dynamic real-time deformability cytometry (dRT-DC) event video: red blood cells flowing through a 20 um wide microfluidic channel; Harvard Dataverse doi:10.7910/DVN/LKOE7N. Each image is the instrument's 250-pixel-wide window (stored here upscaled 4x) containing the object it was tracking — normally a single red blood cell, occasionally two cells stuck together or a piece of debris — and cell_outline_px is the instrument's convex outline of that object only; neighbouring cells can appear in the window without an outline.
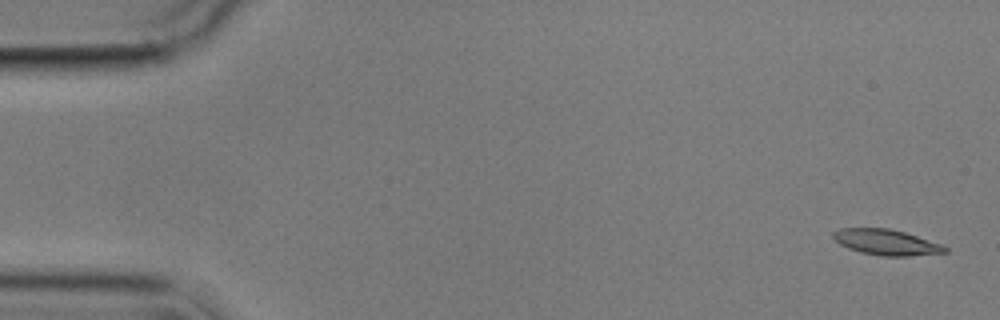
{"species": "common noctule bat (a hibernating species)", "species_latin": "Nyctalus noctula", "temperature_condition": "cold", "stored_images_in_passage": 5, "camera_frame_rate_fps": 3000, "um_per_image_px": 0.085, "animal": {"sex": "male", "body_mass_g": 17.9}, "frame": {"image": 1, "passage_image": 1, "time_ms": 0.0, "image_size_px": [1000, 320], "cell_outline_px": [[948, 252], [908, 256], [880, 256], [860, 252], [848, 248], [840, 244], [832, 236], [832, 232], [840, 228], [888, 228], [904, 232], [940, 244], [948, 248]], "centroid_in_image_um": [75.3, 20.59], "position_along_channel_um": 9.7, "area_um2": 16.59}}